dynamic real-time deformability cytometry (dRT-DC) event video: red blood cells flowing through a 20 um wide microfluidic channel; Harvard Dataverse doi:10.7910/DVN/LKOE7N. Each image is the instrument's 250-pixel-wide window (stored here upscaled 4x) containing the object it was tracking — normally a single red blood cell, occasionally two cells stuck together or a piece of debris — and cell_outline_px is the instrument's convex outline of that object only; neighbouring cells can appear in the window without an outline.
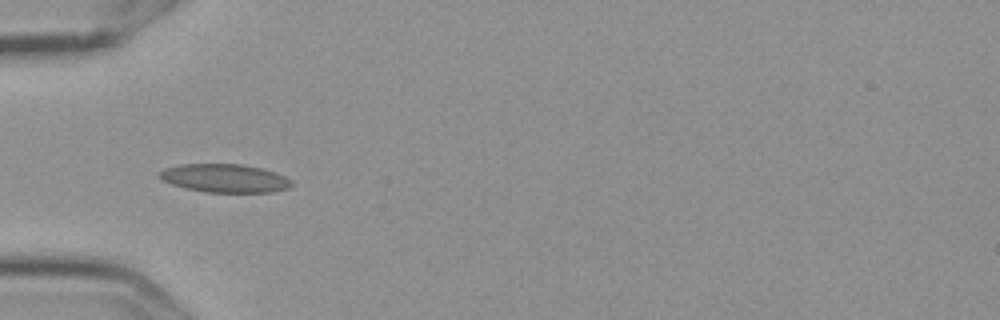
{"species": "Egyptian fruit bat (a non-hibernating species)", "species_latin": "Rousettus aegyptiacus", "temperature_condition": "cold", "stored_images_in_passage": 9, "camera_frame_rate_fps": 3000, "um_per_image_px": 0.085, "frame": {"image": 1, "passage_image": 6, "time_ms": 1.667, "image_size_px": [1000, 320], "cell_outline_px": [[292, 184], [288, 188], [272, 192], [204, 192], [184, 188], [160, 180], [156, 176], [156, 172], [164, 168], [180, 164], [244, 164], [264, 168], [276, 172], [292, 180]], "centroid_in_image_um": [19.05, 15.14], "position_along_channel_um": 65.9, "area_um2": 22.25}}
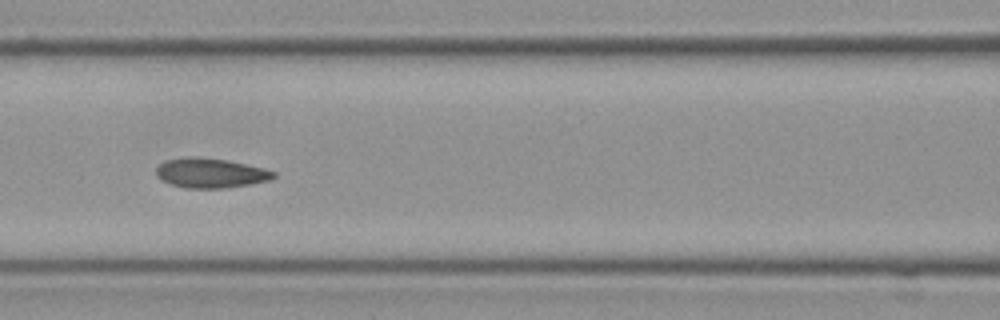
{"frame": {"image": 2, "passage_image": 8, "time_ms": 2.333, "image_size_px": [1000, 320], "cell_outline_px": [[276, 176], [268, 180], [252, 184], [224, 188], [184, 188], [168, 184], [160, 180], [156, 176], [156, 168], [164, 160], [224, 160], [264, 168], [276, 172]], "centroid_in_image_um": [17.91, 14.77], "position_along_channel_um": 148.7, "area_um2": 19.48}}
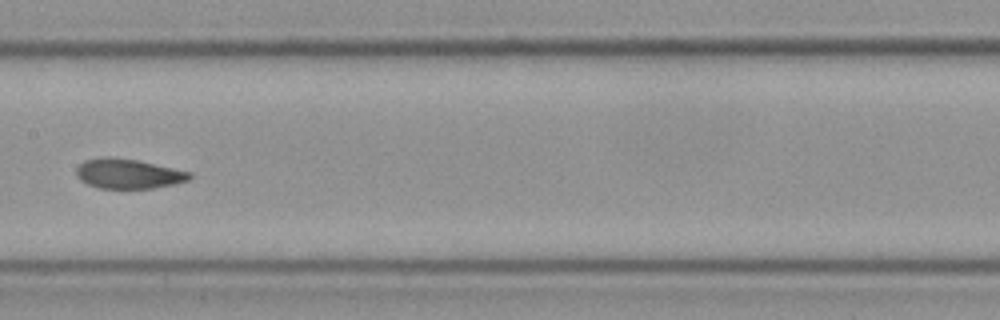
{"frame": {"image": 3, "passage_image": 9, "time_ms": 2.667, "image_size_px": [1000, 320], "cell_outline_px": [[192, 176], [188, 180], [172, 184], [152, 188], [100, 188], [88, 184], [80, 180], [76, 176], [76, 168], [84, 160], [104, 156], [112, 156], [136, 160], [192, 172]], "centroid_in_image_um": [10.87, 14.75], "position_along_channel_um": 196.5, "area_um2": 19.59}}